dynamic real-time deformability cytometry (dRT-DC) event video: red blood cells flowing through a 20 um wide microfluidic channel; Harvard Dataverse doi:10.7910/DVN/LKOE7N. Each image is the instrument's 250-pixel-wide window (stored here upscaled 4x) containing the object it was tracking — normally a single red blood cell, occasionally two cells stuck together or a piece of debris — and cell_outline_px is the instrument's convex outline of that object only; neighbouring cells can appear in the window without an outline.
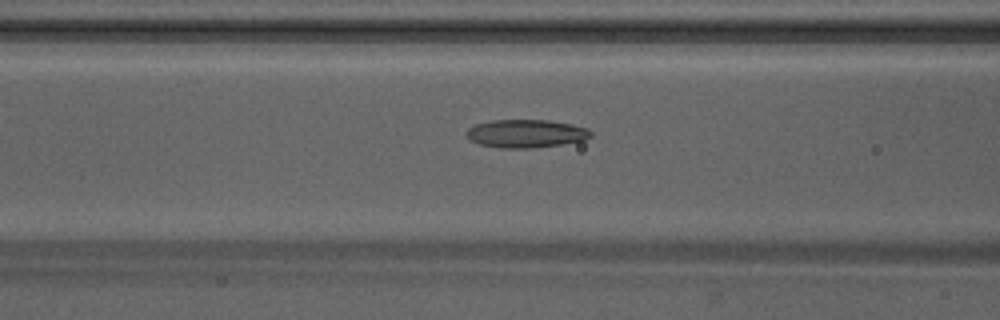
{"species": "Egyptian fruit bat (a non-hibernating species)", "species_latin": "Rousettus aegyptiacus", "temperature_condition": "warm", "stored_images_in_passage": 8, "camera_frame_rate_fps": 3000, "um_per_image_px": 0.085, "animal": {"sex": "male"}, "frame": {"image": 1, "passage_image": 8, "time_ms": 2.333, "image_size_px": [1000, 320], "cell_outline_px": [[592, 136], [584, 140], [560, 144], [528, 148], [500, 148], [480, 144], [468, 140], [464, 132], [468, 128], [476, 124], [492, 120], [548, 120], [572, 124], [588, 128], [592, 132]], "centroid_in_image_um": [44.68, 11.35], "position_along_channel_um": 121.9, "area_um2": 20.46}}